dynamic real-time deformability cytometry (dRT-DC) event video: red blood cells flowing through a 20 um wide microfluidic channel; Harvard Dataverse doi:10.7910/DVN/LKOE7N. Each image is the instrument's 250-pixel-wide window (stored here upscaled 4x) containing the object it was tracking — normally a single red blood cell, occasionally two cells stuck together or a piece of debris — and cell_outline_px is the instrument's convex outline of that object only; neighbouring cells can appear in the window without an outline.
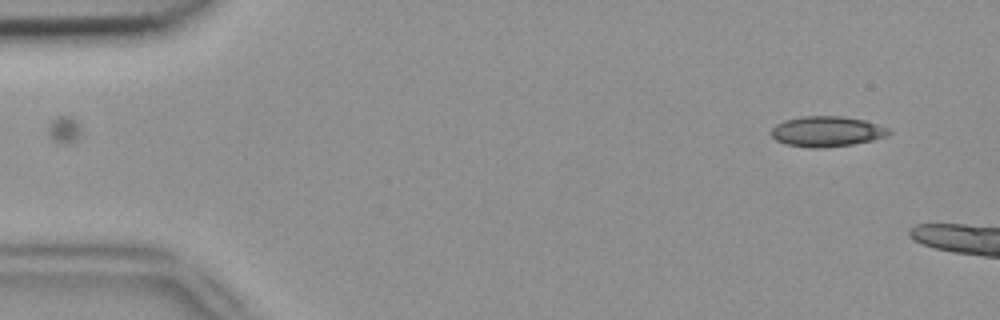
{"species": "common noctule bat (a hibernating species)", "species_latin": "Nyctalus noctula", "temperature_condition": "room temperature", "stored_images_in_passage": 3, "camera_frame_rate_fps": 3000, "um_per_image_px": 0.085, "animal": {"sex": "female", "body_mass_g": 18.4}, "frame": {"image": 1, "passage_image": 3, "time_ms": 0.667, "image_size_px": [1000, 320], "cell_outline_px": [[892, 132], [888, 136], [872, 140], [852, 144], [824, 148], [812, 148], [784, 144], [776, 140], [768, 132], [776, 124], [784, 120], [800, 116], [840, 116], [864, 120], [888, 128]], "centroid_in_image_um": [70.24, 11.18], "position_along_channel_um": 14.8, "area_um2": 20.98}}